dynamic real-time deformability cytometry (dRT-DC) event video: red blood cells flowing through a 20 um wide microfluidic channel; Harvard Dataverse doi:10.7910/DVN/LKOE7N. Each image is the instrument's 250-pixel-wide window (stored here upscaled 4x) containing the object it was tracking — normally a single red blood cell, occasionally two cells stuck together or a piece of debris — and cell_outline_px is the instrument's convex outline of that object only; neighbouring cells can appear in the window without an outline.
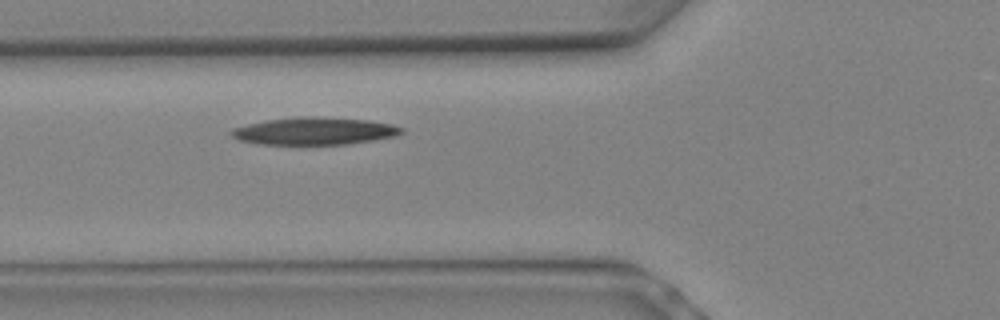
{"species": "Egyptian fruit bat (a non-hibernating species)", "species_latin": "Rousettus aegyptiacus", "temperature_condition": "warm", "stored_images_in_passage": 3, "camera_frame_rate_fps": 3000, "um_per_image_px": 0.085, "animal": {"sex": "female"}, "frame": {"image": 1, "passage_image": 3, "time_ms": 0.667, "image_size_px": [1000, 320], "cell_outline_px": [[404, 132], [396, 136], [348, 144], [260, 144], [240, 140], [232, 136], [228, 132], [232, 128], [248, 124], [268, 120], [312, 116], [368, 120], [392, 124], [404, 128]], "centroid_in_image_um": [26.75, 11.14], "position_along_channel_um": 99.1, "area_um2": 26.93}}